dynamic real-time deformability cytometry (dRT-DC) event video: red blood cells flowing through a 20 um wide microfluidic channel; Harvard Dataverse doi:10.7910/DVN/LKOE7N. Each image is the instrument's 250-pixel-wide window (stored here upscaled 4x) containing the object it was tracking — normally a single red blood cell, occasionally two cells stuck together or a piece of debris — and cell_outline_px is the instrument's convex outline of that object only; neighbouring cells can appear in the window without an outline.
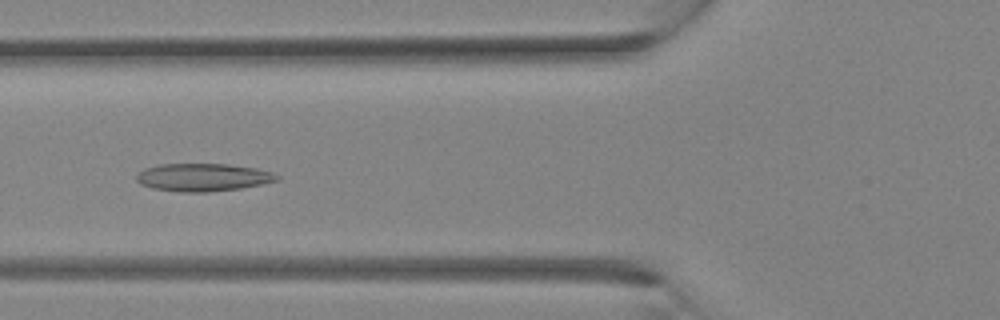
{"species": "Egyptian fruit bat (a non-hibernating species)", "species_latin": "Rousettus aegyptiacus", "temperature_condition": "room temperature", "stored_images_in_passage": 26, "camera_frame_rate_fps": 3000, "um_per_image_px": 0.085, "animal": {"sex": "female"}, "frame": {"image": 1, "passage_image": 6, "time_ms": 1.667, "image_size_px": [1000, 320], "cell_outline_px": [[280, 180], [240, 188], [208, 192], [180, 192], [152, 188], [140, 184], [136, 180], [136, 176], [144, 168], [160, 164], [228, 164], [256, 168], [272, 172], [280, 176]], "centroid_in_image_um": [17.25, 15.07], "position_along_channel_um": 108.6, "area_um2": 22.77}}
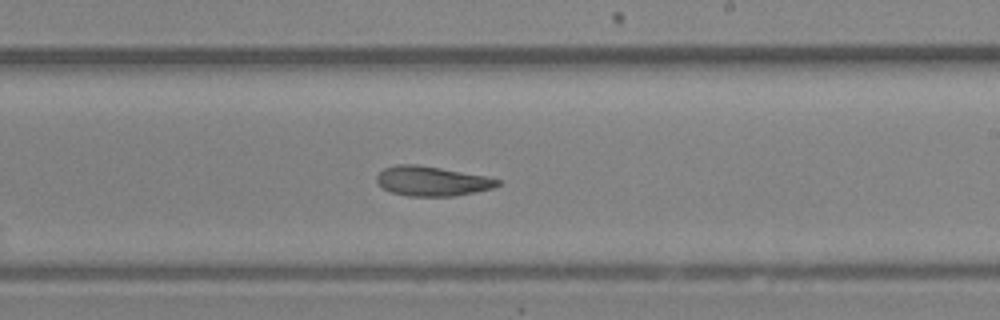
{"frame": {"image": 2, "passage_image": 13, "time_ms": 4.0, "image_size_px": [1000, 320], "cell_outline_px": [[500, 184], [492, 188], [456, 196], [408, 196], [392, 192], [384, 188], [376, 180], [376, 176], [384, 168], [396, 164], [416, 164], [440, 168], [484, 176], [500, 180]], "centroid_in_image_um": [36.69, 15.39], "position_along_channel_um": 252.3, "area_um2": 20.63}}
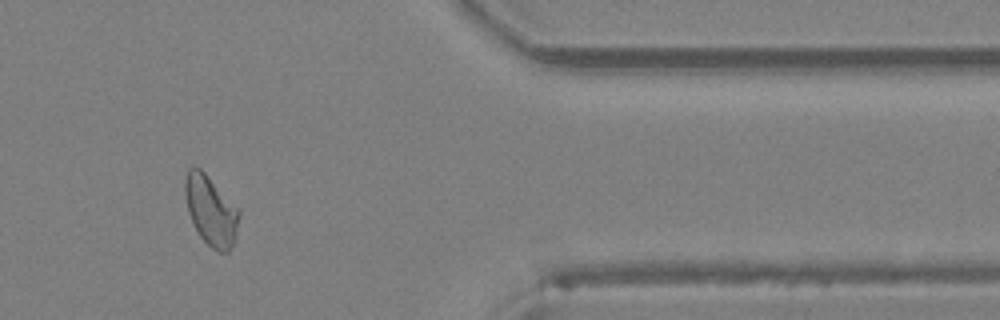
{"frame": {"image": 3, "passage_image": 21, "time_ms": 6.667, "image_size_px": [1000, 320], "cell_outline_px": [[240, 212], [236, 232], [232, 244], [228, 252], [220, 252], [212, 248], [200, 236], [188, 212], [184, 192], [184, 180], [188, 168], [200, 168], [240, 208]], "centroid_in_image_um": [17.92, 17.87], "position_along_channel_um": 393.5, "area_um2": 21.79}}